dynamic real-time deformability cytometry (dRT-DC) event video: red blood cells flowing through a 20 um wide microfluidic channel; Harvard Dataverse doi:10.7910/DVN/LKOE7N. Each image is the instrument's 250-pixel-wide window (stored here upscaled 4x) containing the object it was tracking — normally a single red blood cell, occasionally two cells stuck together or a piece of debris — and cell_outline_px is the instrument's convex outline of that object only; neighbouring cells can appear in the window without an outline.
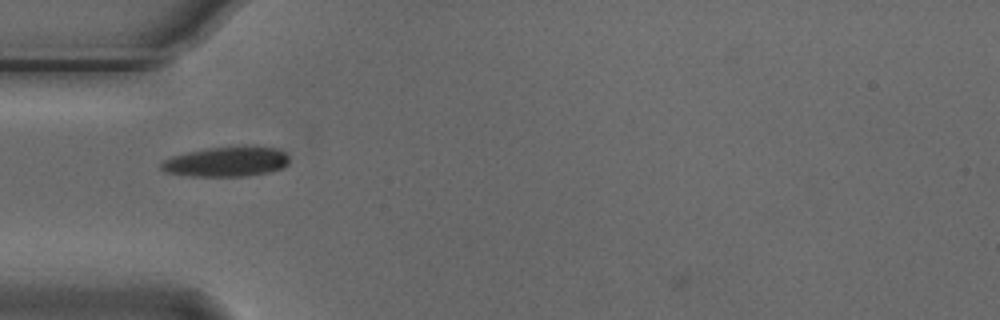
{"species": "Egyptian fruit bat (a non-hibernating species)", "species_latin": "Rousettus aegyptiacus", "temperature_condition": "cold", "stored_images_in_passage": 39, "camera_frame_rate_fps": 3000, "um_per_image_px": 0.085, "animal": {"sex": "male"}, "frame": {"image": 1, "passage_image": 2, "time_ms": 0.333, "image_size_px": [1000, 320], "cell_outline_px": [[288, 164], [284, 168], [268, 172], [248, 176], [188, 176], [164, 172], [160, 168], [160, 164], [164, 160], [172, 156], [188, 152], [208, 148], [244, 144], [252, 144], [280, 148], [288, 156]], "centroid_in_image_um": [19.3, 13.71], "position_along_channel_um": 65.7, "area_um2": 23.06}}
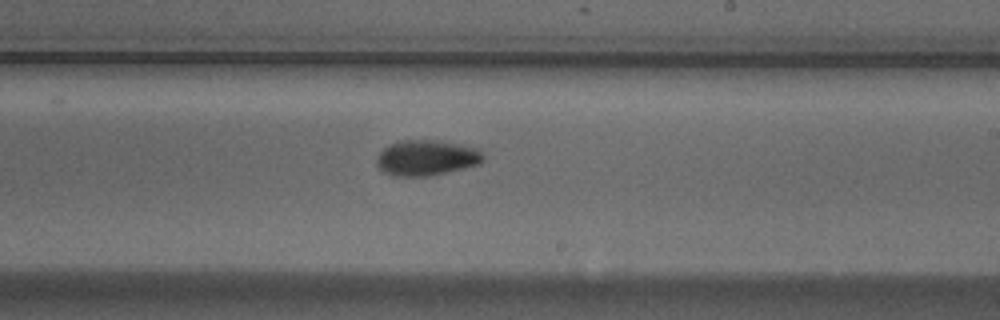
{"frame": {"image": 2, "passage_image": 17, "time_ms": 5.333, "image_size_px": [1000, 320], "cell_outline_px": [[484, 160], [480, 164], [464, 168], [428, 176], [392, 176], [384, 172], [376, 164], [376, 156], [388, 144], [404, 140], [432, 140], [456, 144], [476, 148], [484, 156]], "centroid_in_image_um": [36.21, 13.42], "position_along_channel_um": 252.8, "area_um2": 21.91}}
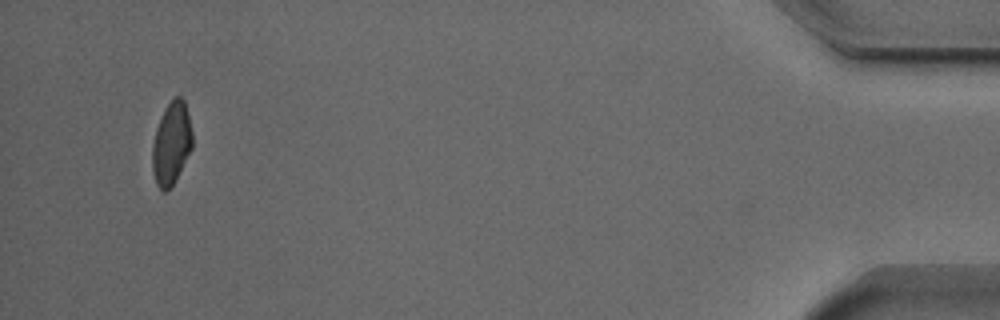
{"frame": {"image": 3, "passage_image": 37, "time_ms": 12.0, "image_size_px": [1000, 320], "cell_outline_px": [[192, 148], [176, 180], [164, 192], [156, 184], [152, 168], [152, 144], [156, 128], [160, 116], [164, 108], [176, 96], [180, 96], [184, 100], [192, 132]], "centroid_in_image_um": [14.56, 12.18], "position_along_channel_um": 420.6, "area_um2": 19.19}, "authors_computed_cell_mechanics": {"area_um2": 20.519, "velocity_mm_per_s": 3.7498, "shape_relaxation_time_tau1_ms": 3.9977, "shape_relaxation_time_tau2_ms": null, "deformation_change_tau1": 0.1416, "deformation_change_tau2": null}}